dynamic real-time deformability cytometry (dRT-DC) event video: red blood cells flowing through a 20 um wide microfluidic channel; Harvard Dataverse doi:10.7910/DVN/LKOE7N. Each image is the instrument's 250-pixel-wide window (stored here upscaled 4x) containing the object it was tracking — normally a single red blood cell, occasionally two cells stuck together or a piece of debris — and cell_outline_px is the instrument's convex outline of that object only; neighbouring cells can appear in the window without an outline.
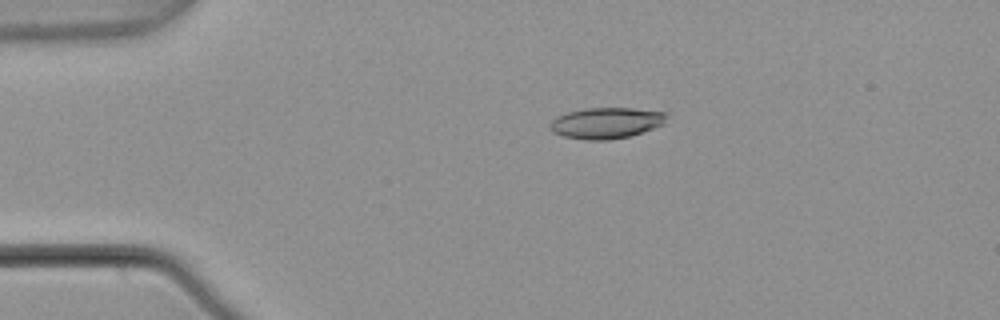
{"species": "common noctule bat (a hibernating species)", "species_latin": "Nyctalus noctula", "temperature_condition": "warm", "stored_images_in_passage": 6, "camera_frame_rate_fps": 3000, "um_per_image_px": 0.085, "animal": {"sex": "male", "body_mass_g": 21.5, "forearm_length_mm": 52.0}, "frame": {"image": 1, "passage_image": 3, "time_ms": 0.667, "image_size_px": [1000, 320], "cell_outline_px": [[668, 116], [664, 124], [628, 136], [608, 140], [584, 140], [564, 136], [552, 132], [548, 128], [548, 124], [556, 116], [568, 112], [584, 108], [632, 108], [668, 112]], "centroid_in_image_um": [51.5, 10.44], "position_along_channel_um": 33.5, "area_um2": 21.21}}
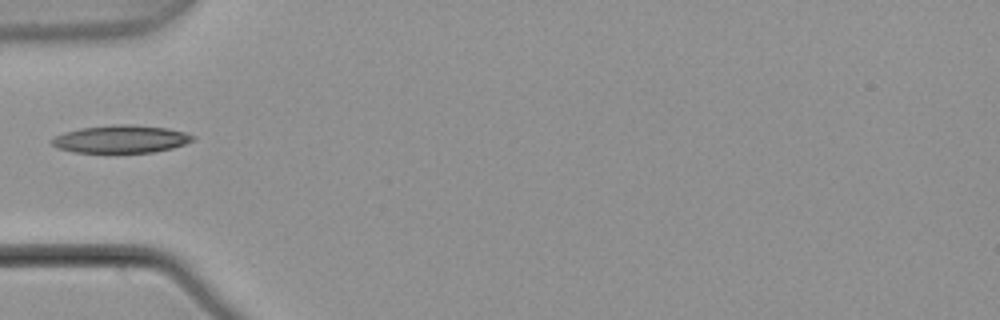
{"frame": {"image": 2, "passage_image": 5, "time_ms": 1.333, "image_size_px": [1000, 320], "cell_outline_px": [[196, 140], [172, 148], [152, 152], [72, 152], [56, 148], [48, 140], [64, 132], [80, 128], [112, 124], [128, 124], [168, 128], [184, 132], [196, 136]], "centroid_in_image_um": [10.26, 11.81], "position_along_channel_um": 74.7, "area_um2": 22.89}}
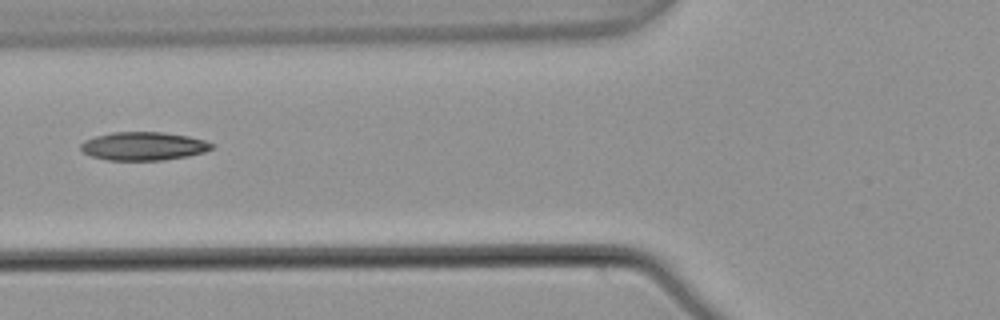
{"frame": {"image": 3, "passage_image": 6, "time_ms": 1.667, "image_size_px": [1000, 320], "cell_outline_px": [[216, 144], [212, 148], [204, 152], [188, 156], [164, 160], [108, 160], [92, 156], [84, 152], [80, 148], [80, 144], [84, 140], [96, 136], [112, 132], [164, 132], [188, 136], [204, 140]], "centroid_in_image_um": [12.21, 12.42], "position_along_channel_um": 113.6, "area_um2": 21.68}}